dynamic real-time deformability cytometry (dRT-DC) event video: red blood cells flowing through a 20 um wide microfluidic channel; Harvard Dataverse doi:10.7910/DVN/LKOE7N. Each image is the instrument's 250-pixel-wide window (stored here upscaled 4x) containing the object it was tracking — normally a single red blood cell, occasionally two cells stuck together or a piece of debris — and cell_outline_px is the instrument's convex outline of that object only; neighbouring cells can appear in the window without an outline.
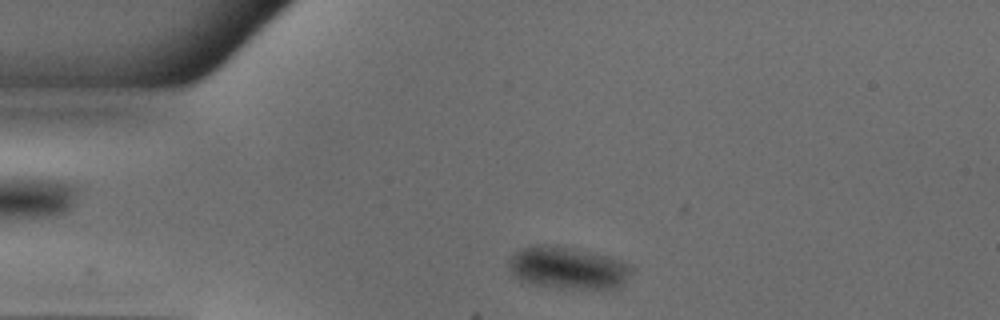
{"species": "common noctule bat (a hibernating species)", "species_latin": "Nyctalus noctula", "temperature_condition": "warm", "stored_images_in_passage": 42, "camera_frame_rate_fps": 3000, "um_per_image_px": 0.085, "animal": {"sex": "male", "body_mass_g": 18.8}, "frame": {"image": 1, "passage_image": 2, "time_ms": 0.333, "image_size_px": [1000, 320], "cell_outline_px": [[628, 272], [624, 284], [616, 288], [560, 288], [532, 284], [520, 280], [508, 268], [508, 260], [520, 248], [536, 244], [556, 244], [620, 260], [628, 268]], "centroid_in_image_um": [48.15, 22.76], "position_along_channel_um": 36.8, "area_um2": 29.65}}
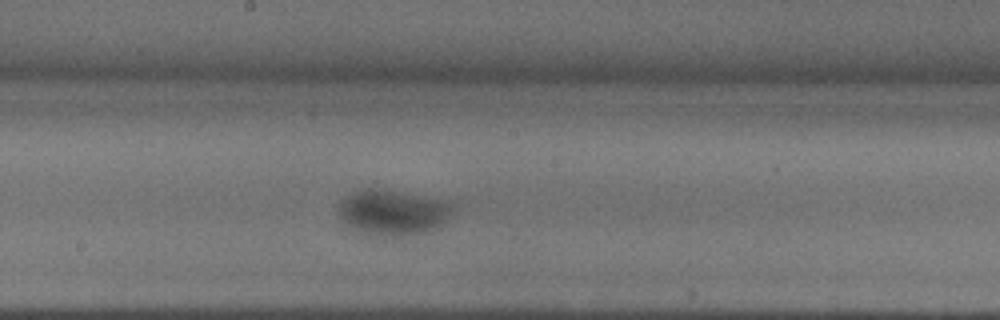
{"frame": {"image": 2, "passage_image": 18, "time_ms": 5.667, "image_size_px": [1000, 320], "cell_outline_px": [[456, 212], [452, 216], [436, 228], [424, 232], [400, 236], [368, 236], [356, 232], [340, 216], [340, 204], [348, 196], [356, 192], [368, 188], [380, 188], [444, 200], [452, 204], [456, 208]], "centroid_in_image_um": [33.45, 18.07], "position_along_channel_um": 214.7, "area_um2": 30.23}}
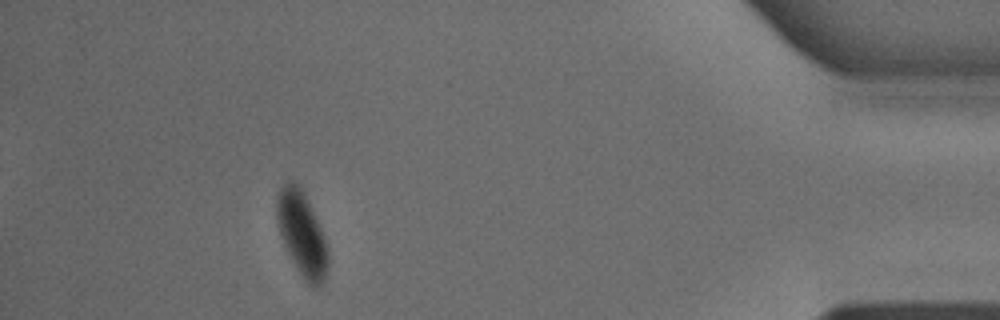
{"frame": {"image": 3, "passage_image": 37, "time_ms": 12.0, "image_size_px": [1000, 320], "cell_outline_px": [[328, 268], [324, 280], [316, 288], [312, 288], [308, 284], [296, 268], [284, 244], [276, 224], [276, 196], [280, 188], [288, 180], [292, 180], [304, 192], [308, 200], [324, 236], [328, 248]], "centroid_in_image_um": [25.65, 19.87], "position_along_channel_um": 409.6, "area_um2": 25.2}}